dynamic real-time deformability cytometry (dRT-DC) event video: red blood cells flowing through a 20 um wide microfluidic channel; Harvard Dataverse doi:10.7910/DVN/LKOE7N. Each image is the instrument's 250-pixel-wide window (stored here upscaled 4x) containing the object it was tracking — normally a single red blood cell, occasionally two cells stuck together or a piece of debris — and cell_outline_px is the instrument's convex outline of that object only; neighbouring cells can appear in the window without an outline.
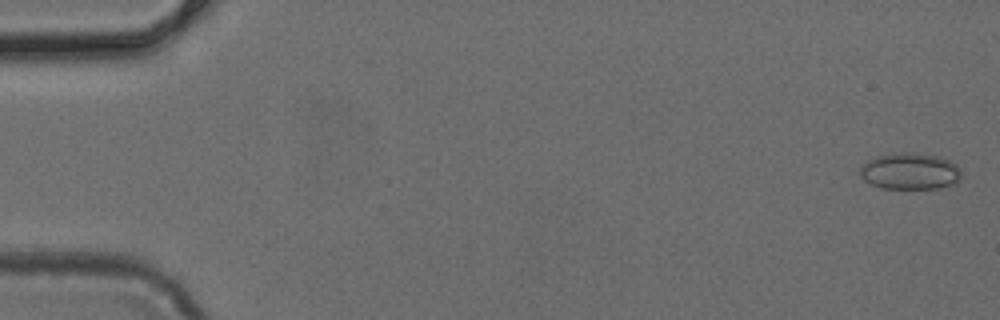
{"species": "common noctule bat (a hibernating species)", "species_latin": "Nyctalus noctula", "temperature_condition": "cold", "stored_images_in_passage": 49, "camera_frame_rate_fps": 3000, "um_per_image_px": 0.085, "animal": {"sex": "female", "body_mass_g": 24.6, "forearm_length_mm": 56.2}, "frame": {"image": 1, "passage_image": 1, "time_ms": 0.0, "image_size_px": [1000, 320], "cell_outline_px": [[960, 180], [956, 184], [936, 188], [880, 188], [864, 180], [860, 176], [860, 168], [868, 160], [876, 156], [900, 152], [912, 152], [936, 156], [948, 160], [956, 164], [960, 168]], "centroid_in_image_um": [77.35, 14.55], "position_along_channel_um": 7.6, "area_um2": 21.56}}
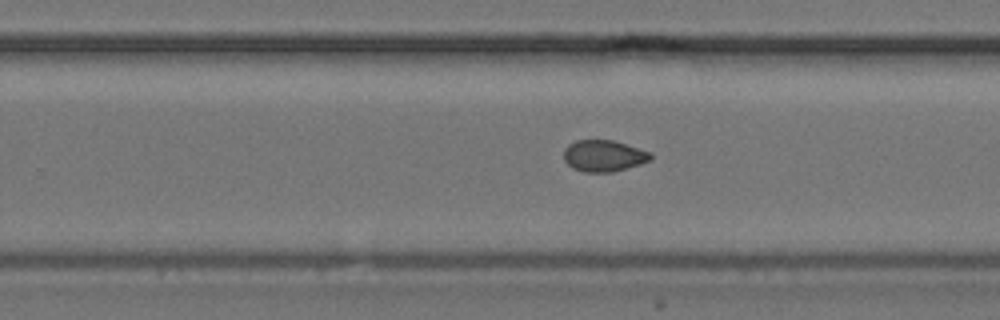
{"frame": {"image": 2, "passage_image": 31, "time_ms": 10.0, "image_size_px": [1000, 320], "cell_outline_px": [[652, 160], [640, 164], [612, 172], [584, 172], [572, 168], [564, 160], [564, 148], [568, 144], [576, 140], [612, 140], [652, 152]], "centroid_in_image_um": [51.31, 13.24], "position_along_channel_um": 278.5, "area_um2": 16.01}}
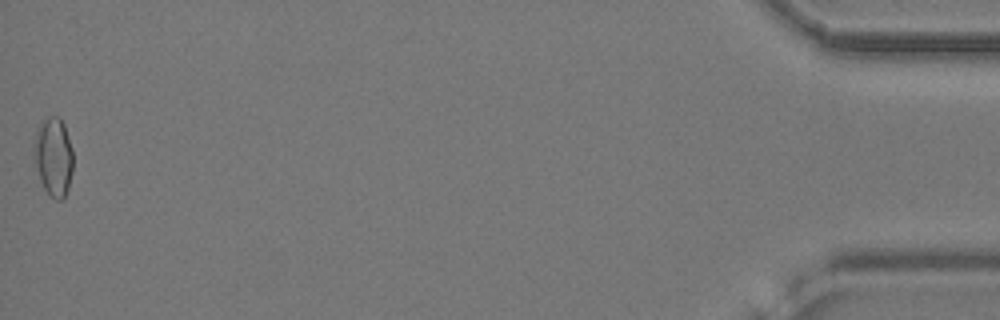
{"frame": {"image": 3, "passage_image": 49, "time_ms": 16.0, "image_size_px": [1000, 320], "cell_outline_px": [[72, 172], [68, 188], [64, 196], [60, 200], [56, 200], [44, 188], [40, 180], [32, 152], [32, 144], [36, 128], [48, 116], [60, 116], [64, 124], [72, 148]], "centroid_in_image_um": [4.52, 13.27], "position_along_channel_um": 430.7, "area_um2": 18.09}}